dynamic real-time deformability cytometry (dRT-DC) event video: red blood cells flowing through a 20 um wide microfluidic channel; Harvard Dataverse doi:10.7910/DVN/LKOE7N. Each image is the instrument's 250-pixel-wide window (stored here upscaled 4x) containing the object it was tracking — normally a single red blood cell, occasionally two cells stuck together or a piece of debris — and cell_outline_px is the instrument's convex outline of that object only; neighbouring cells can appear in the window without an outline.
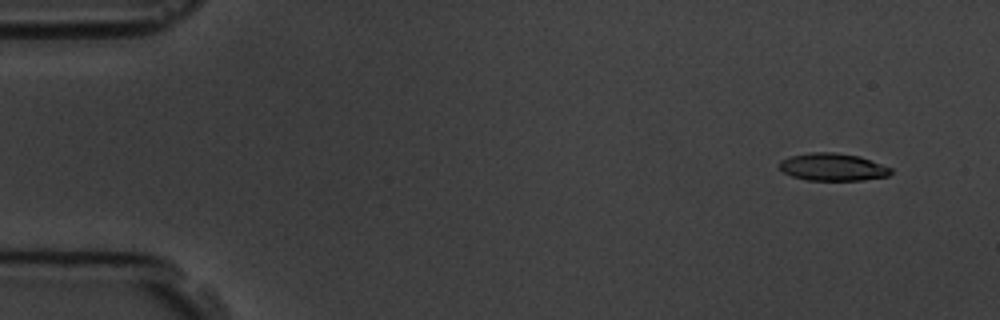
{"species": "common noctule bat (a hibernating species)", "species_latin": "Nyctalus noctula", "temperature_condition": "room temperature", "stored_images_in_passage": 4, "camera_frame_rate_fps": 3000, "um_per_image_px": 0.085, "animal": {"sex": "male", "body_mass_g": 19.5, "forearm_length_mm": 54.6}, "frame": {"image": 1, "passage_image": 1, "time_ms": 0.0, "image_size_px": [1000, 320], "cell_outline_px": [[892, 172], [888, 176], [864, 180], [808, 180], [792, 176], [784, 172], [780, 168], [780, 160], [788, 156], [812, 152], [836, 152], [860, 156], [892, 168]], "centroid_in_image_um": [70.79, 14.19], "position_along_channel_um": 14.2, "area_um2": 17.92}}
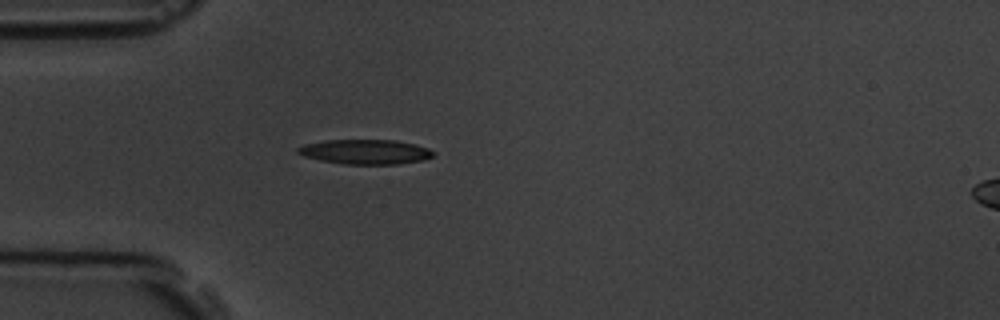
{"frame": {"image": 2, "passage_image": 4, "time_ms": 4.0, "image_size_px": [1000, 320], "cell_outline_px": [[436, 152], [432, 156], [424, 160], [400, 164], [344, 164], [320, 160], [304, 156], [296, 152], [296, 148], [304, 144], [324, 140], [396, 140], [416, 144], [428, 148]], "centroid_in_image_um": [31.07, 12.9], "position_along_channel_um": 53.9, "area_um2": 19.65}}